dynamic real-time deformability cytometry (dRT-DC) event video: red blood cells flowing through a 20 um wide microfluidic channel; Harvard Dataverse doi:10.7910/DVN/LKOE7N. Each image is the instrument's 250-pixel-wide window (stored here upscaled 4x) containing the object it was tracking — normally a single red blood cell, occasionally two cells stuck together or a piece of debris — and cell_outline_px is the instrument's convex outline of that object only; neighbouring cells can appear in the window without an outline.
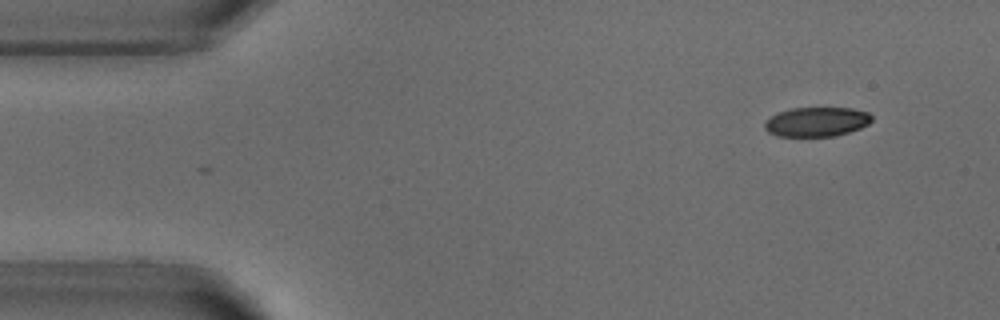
{"species": "common noctule bat (a hibernating species)", "species_latin": "Nyctalus noctula", "temperature_condition": "warm", "stored_images_in_passage": 2, "camera_frame_rate_fps": 3000, "um_per_image_px": 0.085, "animal": {"sex": "male", "body_mass_g": 18.8}, "frame": {"image": 1, "passage_image": 1, "time_ms": 0.0, "image_size_px": [1000, 320], "cell_outline_px": [[872, 120], [868, 124], [860, 128], [836, 136], [776, 136], [768, 132], [764, 128], [764, 124], [772, 116], [780, 112], [792, 108], [852, 108], [868, 112], [872, 116]], "centroid_in_image_um": [69.43, 10.36], "position_along_channel_um": 15.6, "area_um2": 18.26}}